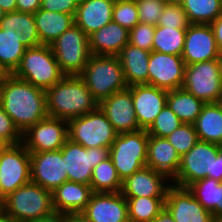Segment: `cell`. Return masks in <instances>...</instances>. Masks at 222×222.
Instances as JSON below:
<instances>
[{
	"label": "cell",
	"instance_id": "1",
	"mask_svg": "<svg viewBox=\"0 0 222 222\" xmlns=\"http://www.w3.org/2000/svg\"><path fill=\"white\" fill-rule=\"evenodd\" d=\"M0 105L21 133L49 116L46 91L13 74L0 85Z\"/></svg>",
	"mask_w": 222,
	"mask_h": 222
},
{
	"label": "cell",
	"instance_id": "2",
	"mask_svg": "<svg viewBox=\"0 0 222 222\" xmlns=\"http://www.w3.org/2000/svg\"><path fill=\"white\" fill-rule=\"evenodd\" d=\"M50 117L70 120L96 110L99 102L79 75H65L46 91Z\"/></svg>",
	"mask_w": 222,
	"mask_h": 222
},
{
	"label": "cell",
	"instance_id": "3",
	"mask_svg": "<svg viewBox=\"0 0 222 222\" xmlns=\"http://www.w3.org/2000/svg\"><path fill=\"white\" fill-rule=\"evenodd\" d=\"M79 76L98 102L128 88L118 56L91 55Z\"/></svg>",
	"mask_w": 222,
	"mask_h": 222
},
{
	"label": "cell",
	"instance_id": "4",
	"mask_svg": "<svg viewBox=\"0 0 222 222\" xmlns=\"http://www.w3.org/2000/svg\"><path fill=\"white\" fill-rule=\"evenodd\" d=\"M5 214L14 222H30L54 212L52 192L29 182L4 198Z\"/></svg>",
	"mask_w": 222,
	"mask_h": 222
},
{
	"label": "cell",
	"instance_id": "5",
	"mask_svg": "<svg viewBox=\"0 0 222 222\" xmlns=\"http://www.w3.org/2000/svg\"><path fill=\"white\" fill-rule=\"evenodd\" d=\"M13 75L47 91L65 75L61 72L50 45L26 48L19 67Z\"/></svg>",
	"mask_w": 222,
	"mask_h": 222
},
{
	"label": "cell",
	"instance_id": "6",
	"mask_svg": "<svg viewBox=\"0 0 222 222\" xmlns=\"http://www.w3.org/2000/svg\"><path fill=\"white\" fill-rule=\"evenodd\" d=\"M148 133L146 130L120 133L110 146V159L121 181L146 166Z\"/></svg>",
	"mask_w": 222,
	"mask_h": 222
},
{
	"label": "cell",
	"instance_id": "7",
	"mask_svg": "<svg viewBox=\"0 0 222 222\" xmlns=\"http://www.w3.org/2000/svg\"><path fill=\"white\" fill-rule=\"evenodd\" d=\"M68 139L85 148H110L118 133L98 107L83 116L67 121Z\"/></svg>",
	"mask_w": 222,
	"mask_h": 222
},
{
	"label": "cell",
	"instance_id": "8",
	"mask_svg": "<svg viewBox=\"0 0 222 222\" xmlns=\"http://www.w3.org/2000/svg\"><path fill=\"white\" fill-rule=\"evenodd\" d=\"M50 46L64 75H80L91 56L88 36L75 24Z\"/></svg>",
	"mask_w": 222,
	"mask_h": 222
},
{
	"label": "cell",
	"instance_id": "9",
	"mask_svg": "<svg viewBox=\"0 0 222 222\" xmlns=\"http://www.w3.org/2000/svg\"><path fill=\"white\" fill-rule=\"evenodd\" d=\"M222 146L199 140L180 158L177 175L171 180L178 187L187 188L203 178L214 179L215 160Z\"/></svg>",
	"mask_w": 222,
	"mask_h": 222
},
{
	"label": "cell",
	"instance_id": "10",
	"mask_svg": "<svg viewBox=\"0 0 222 222\" xmlns=\"http://www.w3.org/2000/svg\"><path fill=\"white\" fill-rule=\"evenodd\" d=\"M30 152L24 144L7 145L0 152V196L5 198L31 182Z\"/></svg>",
	"mask_w": 222,
	"mask_h": 222
},
{
	"label": "cell",
	"instance_id": "11",
	"mask_svg": "<svg viewBox=\"0 0 222 222\" xmlns=\"http://www.w3.org/2000/svg\"><path fill=\"white\" fill-rule=\"evenodd\" d=\"M182 89L206 103H216L222 93L218 59L186 65Z\"/></svg>",
	"mask_w": 222,
	"mask_h": 222
},
{
	"label": "cell",
	"instance_id": "12",
	"mask_svg": "<svg viewBox=\"0 0 222 222\" xmlns=\"http://www.w3.org/2000/svg\"><path fill=\"white\" fill-rule=\"evenodd\" d=\"M60 150L67 169L68 181L85 185L91 183L93 168L110 155V148H85L69 139Z\"/></svg>",
	"mask_w": 222,
	"mask_h": 222
},
{
	"label": "cell",
	"instance_id": "13",
	"mask_svg": "<svg viewBox=\"0 0 222 222\" xmlns=\"http://www.w3.org/2000/svg\"><path fill=\"white\" fill-rule=\"evenodd\" d=\"M68 140L67 120L46 117L22 133V143L29 152L57 151Z\"/></svg>",
	"mask_w": 222,
	"mask_h": 222
},
{
	"label": "cell",
	"instance_id": "14",
	"mask_svg": "<svg viewBox=\"0 0 222 222\" xmlns=\"http://www.w3.org/2000/svg\"><path fill=\"white\" fill-rule=\"evenodd\" d=\"M186 64L180 55L151 51L148 61V85L172 91L182 88Z\"/></svg>",
	"mask_w": 222,
	"mask_h": 222
},
{
	"label": "cell",
	"instance_id": "15",
	"mask_svg": "<svg viewBox=\"0 0 222 222\" xmlns=\"http://www.w3.org/2000/svg\"><path fill=\"white\" fill-rule=\"evenodd\" d=\"M31 182L53 192L68 181L67 169L61 150L30 152Z\"/></svg>",
	"mask_w": 222,
	"mask_h": 222
},
{
	"label": "cell",
	"instance_id": "16",
	"mask_svg": "<svg viewBox=\"0 0 222 222\" xmlns=\"http://www.w3.org/2000/svg\"><path fill=\"white\" fill-rule=\"evenodd\" d=\"M219 48L209 24H190L181 57L186 65L218 59Z\"/></svg>",
	"mask_w": 222,
	"mask_h": 222
},
{
	"label": "cell",
	"instance_id": "17",
	"mask_svg": "<svg viewBox=\"0 0 222 222\" xmlns=\"http://www.w3.org/2000/svg\"><path fill=\"white\" fill-rule=\"evenodd\" d=\"M98 107L118 134L141 130L136 119L132 93L128 88L100 101Z\"/></svg>",
	"mask_w": 222,
	"mask_h": 222
},
{
	"label": "cell",
	"instance_id": "18",
	"mask_svg": "<svg viewBox=\"0 0 222 222\" xmlns=\"http://www.w3.org/2000/svg\"><path fill=\"white\" fill-rule=\"evenodd\" d=\"M165 207L176 222H215L188 188L171 185L166 194Z\"/></svg>",
	"mask_w": 222,
	"mask_h": 222
},
{
	"label": "cell",
	"instance_id": "19",
	"mask_svg": "<svg viewBox=\"0 0 222 222\" xmlns=\"http://www.w3.org/2000/svg\"><path fill=\"white\" fill-rule=\"evenodd\" d=\"M83 213L91 222H129L127 200L121 192H93Z\"/></svg>",
	"mask_w": 222,
	"mask_h": 222
},
{
	"label": "cell",
	"instance_id": "20",
	"mask_svg": "<svg viewBox=\"0 0 222 222\" xmlns=\"http://www.w3.org/2000/svg\"><path fill=\"white\" fill-rule=\"evenodd\" d=\"M171 185L165 174L144 166L122 181L121 193L124 197H166Z\"/></svg>",
	"mask_w": 222,
	"mask_h": 222
},
{
	"label": "cell",
	"instance_id": "21",
	"mask_svg": "<svg viewBox=\"0 0 222 222\" xmlns=\"http://www.w3.org/2000/svg\"><path fill=\"white\" fill-rule=\"evenodd\" d=\"M132 93L136 119L141 130H147L167 104L168 91L148 84L128 87Z\"/></svg>",
	"mask_w": 222,
	"mask_h": 222
},
{
	"label": "cell",
	"instance_id": "22",
	"mask_svg": "<svg viewBox=\"0 0 222 222\" xmlns=\"http://www.w3.org/2000/svg\"><path fill=\"white\" fill-rule=\"evenodd\" d=\"M115 0H80L74 16V24L87 36L112 21Z\"/></svg>",
	"mask_w": 222,
	"mask_h": 222
},
{
	"label": "cell",
	"instance_id": "23",
	"mask_svg": "<svg viewBox=\"0 0 222 222\" xmlns=\"http://www.w3.org/2000/svg\"><path fill=\"white\" fill-rule=\"evenodd\" d=\"M180 158L167 138L148 135L146 166L172 180L178 173Z\"/></svg>",
	"mask_w": 222,
	"mask_h": 222
},
{
	"label": "cell",
	"instance_id": "24",
	"mask_svg": "<svg viewBox=\"0 0 222 222\" xmlns=\"http://www.w3.org/2000/svg\"><path fill=\"white\" fill-rule=\"evenodd\" d=\"M91 55L117 56L129 42V30L113 20L88 36Z\"/></svg>",
	"mask_w": 222,
	"mask_h": 222
},
{
	"label": "cell",
	"instance_id": "25",
	"mask_svg": "<svg viewBox=\"0 0 222 222\" xmlns=\"http://www.w3.org/2000/svg\"><path fill=\"white\" fill-rule=\"evenodd\" d=\"M93 191L90 185L67 181L52 192V204L55 212H83Z\"/></svg>",
	"mask_w": 222,
	"mask_h": 222
},
{
	"label": "cell",
	"instance_id": "26",
	"mask_svg": "<svg viewBox=\"0 0 222 222\" xmlns=\"http://www.w3.org/2000/svg\"><path fill=\"white\" fill-rule=\"evenodd\" d=\"M150 53L128 43L117 55L121 62L128 87L148 84V61Z\"/></svg>",
	"mask_w": 222,
	"mask_h": 222
},
{
	"label": "cell",
	"instance_id": "27",
	"mask_svg": "<svg viewBox=\"0 0 222 222\" xmlns=\"http://www.w3.org/2000/svg\"><path fill=\"white\" fill-rule=\"evenodd\" d=\"M41 44L50 45L74 24V16L39 9L33 14Z\"/></svg>",
	"mask_w": 222,
	"mask_h": 222
},
{
	"label": "cell",
	"instance_id": "28",
	"mask_svg": "<svg viewBox=\"0 0 222 222\" xmlns=\"http://www.w3.org/2000/svg\"><path fill=\"white\" fill-rule=\"evenodd\" d=\"M198 139L222 146V110L216 103H206L194 123Z\"/></svg>",
	"mask_w": 222,
	"mask_h": 222
},
{
	"label": "cell",
	"instance_id": "29",
	"mask_svg": "<svg viewBox=\"0 0 222 222\" xmlns=\"http://www.w3.org/2000/svg\"><path fill=\"white\" fill-rule=\"evenodd\" d=\"M0 28L11 29L20 35V42L26 48L42 45L38 36L33 14L24 12L5 13L0 20Z\"/></svg>",
	"mask_w": 222,
	"mask_h": 222
},
{
	"label": "cell",
	"instance_id": "30",
	"mask_svg": "<svg viewBox=\"0 0 222 222\" xmlns=\"http://www.w3.org/2000/svg\"><path fill=\"white\" fill-rule=\"evenodd\" d=\"M167 105L182 123L194 124L205 103L180 88L168 91Z\"/></svg>",
	"mask_w": 222,
	"mask_h": 222
},
{
	"label": "cell",
	"instance_id": "31",
	"mask_svg": "<svg viewBox=\"0 0 222 222\" xmlns=\"http://www.w3.org/2000/svg\"><path fill=\"white\" fill-rule=\"evenodd\" d=\"M25 50L16 31L0 28V64L9 74H13L19 67Z\"/></svg>",
	"mask_w": 222,
	"mask_h": 222
},
{
	"label": "cell",
	"instance_id": "32",
	"mask_svg": "<svg viewBox=\"0 0 222 222\" xmlns=\"http://www.w3.org/2000/svg\"><path fill=\"white\" fill-rule=\"evenodd\" d=\"M129 222H152L165 207L166 197H125Z\"/></svg>",
	"mask_w": 222,
	"mask_h": 222
},
{
	"label": "cell",
	"instance_id": "33",
	"mask_svg": "<svg viewBox=\"0 0 222 222\" xmlns=\"http://www.w3.org/2000/svg\"><path fill=\"white\" fill-rule=\"evenodd\" d=\"M190 24H210L222 13V0H182Z\"/></svg>",
	"mask_w": 222,
	"mask_h": 222
},
{
	"label": "cell",
	"instance_id": "34",
	"mask_svg": "<svg viewBox=\"0 0 222 222\" xmlns=\"http://www.w3.org/2000/svg\"><path fill=\"white\" fill-rule=\"evenodd\" d=\"M186 29L155 26L152 51L182 55Z\"/></svg>",
	"mask_w": 222,
	"mask_h": 222
},
{
	"label": "cell",
	"instance_id": "35",
	"mask_svg": "<svg viewBox=\"0 0 222 222\" xmlns=\"http://www.w3.org/2000/svg\"><path fill=\"white\" fill-rule=\"evenodd\" d=\"M90 186L93 192H121L122 181L110 157L93 168Z\"/></svg>",
	"mask_w": 222,
	"mask_h": 222
},
{
	"label": "cell",
	"instance_id": "36",
	"mask_svg": "<svg viewBox=\"0 0 222 222\" xmlns=\"http://www.w3.org/2000/svg\"><path fill=\"white\" fill-rule=\"evenodd\" d=\"M220 183L218 180L206 177L187 187L201 205L211 212L215 222H217V196Z\"/></svg>",
	"mask_w": 222,
	"mask_h": 222
},
{
	"label": "cell",
	"instance_id": "37",
	"mask_svg": "<svg viewBox=\"0 0 222 222\" xmlns=\"http://www.w3.org/2000/svg\"><path fill=\"white\" fill-rule=\"evenodd\" d=\"M166 138L180 157L186 154L199 141L194 124L185 123H182Z\"/></svg>",
	"mask_w": 222,
	"mask_h": 222
},
{
	"label": "cell",
	"instance_id": "38",
	"mask_svg": "<svg viewBox=\"0 0 222 222\" xmlns=\"http://www.w3.org/2000/svg\"><path fill=\"white\" fill-rule=\"evenodd\" d=\"M181 124L180 119L166 104L146 132L151 136L166 138Z\"/></svg>",
	"mask_w": 222,
	"mask_h": 222
},
{
	"label": "cell",
	"instance_id": "39",
	"mask_svg": "<svg viewBox=\"0 0 222 222\" xmlns=\"http://www.w3.org/2000/svg\"><path fill=\"white\" fill-rule=\"evenodd\" d=\"M112 20L131 30L139 23L138 8L135 0H115Z\"/></svg>",
	"mask_w": 222,
	"mask_h": 222
},
{
	"label": "cell",
	"instance_id": "40",
	"mask_svg": "<svg viewBox=\"0 0 222 222\" xmlns=\"http://www.w3.org/2000/svg\"><path fill=\"white\" fill-rule=\"evenodd\" d=\"M190 25L180 2L167 1L159 17L157 26L187 29Z\"/></svg>",
	"mask_w": 222,
	"mask_h": 222
},
{
	"label": "cell",
	"instance_id": "41",
	"mask_svg": "<svg viewBox=\"0 0 222 222\" xmlns=\"http://www.w3.org/2000/svg\"><path fill=\"white\" fill-rule=\"evenodd\" d=\"M139 22L157 26L159 17L168 0H135Z\"/></svg>",
	"mask_w": 222,
	"mask_h": 222
},
{
	"label": "cell",
	"instance_id": "42",
	"mask_svg": "<svg viewBox=\"0 0 222 222\" xmlns=\"http://www.w3.org/2000/svg\"><path fill=\"white\" fill-rule=\"evenodd\" d=\"M155 26L139 22L129 30L130 44L143 50L152 51Z\"/></svg>",
	"mask_w": 222,
	"mask_h": 222
},
{
	"label": "cell",
	"instance_id": "43",
	"mask_svg": "<svg viewBox=\"0 0 222 222\" xmlns=\"http://www.w3.org/2000/svg\"><path fill=\"white\" fill-rule=\"evenodd\" d=\"M0 138L7 144H18L22 142V133L13 123L11 117L0 105Z\"/></svg>",
	"mask_w": 222,
	"mask_h": 222
},
{
	"label": "cell",
	"instance_id": "44",
	"mask_svg": "<svg viewBox=\"0 0 222 222\" xmlns=\"http://www.w3.org/2000/svg\"><path fill=\"white\" fill-rule=\"evenodd\" d=\"M80 0H41L40 9L75 16Z\"/></svg>",
	"mask_w": 222,
	"mask_h": 222
},
{
	"label": "cell",
	"instance_id": "45",
	"mask_svg": "<svg viewBox=\"0 0 222 222\" xmlns=\"http://www.w3.org/2000/svg\"><path fill=\"white\" fill-rule=\"evenodd\" d=\"M41 7V0H17L16 11L35 14Z\"/></svg>",
	"mask_w": 222,
	"mask_h": 222
},
{
	"label": "cell",
	"instance_id": "46",
	"mask_svg": "<svg viewBox=\"0 0 222 222\" xmlns=\"http://www.w3.org/2000/svg\"><path fill=\"white\" fill-rule=\"evenodd\" d=\"M209 25L213 31L218 48L222 49V13Z\"/></svg>",
	"mask_w": 222,
	"mask_h": 222
},
{
	"label": "cell",
	"instance_id": "47",
	"mask_svg": "<svg viewBox=\"0 0 222 222\" xmlns=\"http://www.w3.org/2000/svg\"><path fill=\"white\" fill-rule=\"evenodd\" d=\"M30 222H65V214L60 212H53L52 214L41 217Z\"/></svg>",
	"mask_w": 222,
	"mask_h": 222
},
{
	"label": "cell",
	"instance_id": "48",
	"mask_svg": "<svg viewBox=\"0 0 222 222\" xmlns=\"http://www.w3.org/2000/svg\"><path fill=\"white\" fill-rule=\"evenodd\" d=\"M214 179L222 182V147L215 160Z\"/></svg>",
	"mask_w": 222,
	"mask_h": 222
},
{
	"label": "cell",
	"instance_id": "49",
	"mask_svg": "<svg viewBox=\"0 0 222 222\" xmlns=\"http://www.w3.org/2000/svg\"><path fill=\"white\" fill-rule=\"evenodd\" d=\"M65 222H91L88 217L83 213H66Z\"/></svg>",
	"mask_w": 222,
	"mask_h": 222
},
{
	"label": "cell",
	"instance_id": "50",
	"mask_svg": "<svg viewBox=\"0 0 222 222\" xmlns=\"http://www.w3.org/2000/svg\"><path fill=\"white\" fill-rule=\"evenodd\" d=\"M152 222H176L171 213L164 207Z\"/></svg>",
	"mask_w": 222,
	"mask_h": 222
},
{
	"label": "cell",
	"instance_id": "51",
	"mask_svg": "<svg viewBox=\"0 0 222 222\" xmlns=\"http://www.w3.org/2000/svg\"><path fill=\"white\" fill-rule=\"evenodd\" d=\"M16 2L17 0H0V7L5 13L15 12Z\"/></svg>",
	"mask_w": 222,
	"mask_h": 222
},
{
	"label": "cell",
	"instance_id": "52",
	"mask_svg": "<svg viewBox=\"0 0 222 222\" xmlns=\"http://www.w3.org/2000/svg\"><path fill=\"white\" fill-rule=\"evenodd\" d=\"M217 222H222V182L218 185Z\"/></svg>",
	"mask_w": 222,
	"mask_h": 222
},
{
	"label": "cell",
	"instance_id": "53",
	"mask_svg": "<svg viewBox=\"0 0 222 222\" xmlns=\"http://www.w3.org/2000/svg\"><path fill=\"white\" fill-rule=\"evenodd\" d=\"M9 75L10 74L8 73V71L0 64V85L6 80Z\"/></svg>",
	"mask_w": 222,
	"mask_h": 222
},
{
	"label": "cell",
	"instance_id": "54",
	"mask_svg": "<svg viewBox=\"0 0 222 222\" xmlns=\"http://www.w3.org/2000/svg\"><path fill=\"white\" fill-rule=\"evenodd\" d=\"M5 213L4 198L0 196V216Z\"/></svg>",
	"mask_w": 222,
	"mask_h": 222
},
{
	"label": "cell",
	"instance_id": "55",
	"mask_svg": "<svg viewBox=\"0 0 222 222\" xmlns=\"http://www.w3.org/2000/svg\"><path fill=\"white\" fill-rule=\"evenodd\" d=\"M218 62L220 67V76L222 78V49L219 50Z\"/></svg>",
	"mask_w": 222,
	"mask_h": 222
},
{
	"label": "cell",
	"instance_id": "56",
	"mask_svg": "<svg viewBox=\"0 0 222 222\" xmlns=\"http://www.w3.org/2000/svg\"><path fill=\"white\" fill-rule=\"evenodd\" d=\"M0 222H14V221L4 213L2 216H0Z\"/></svg>",
	"mask_w": 222,
	"mask_h": 222
},
{
	"label": "cell",
	"instance_id": "57",
	"mask_svg": "<svg viewBox=\"0 0 222 222\" xmlns=\"http://www.w3.org/2000/svg\"><path fill=\"white\" fill-rule=\"evenodd\" d=\"M216 104L219 106V108L222 110V93L221 95L218 97Z\"/></svg>",
	"mask_w": 222,
	"mask_h": 222
},
{
	"label": "cell",
	"instance_id": "58",
	"mask_svg": "<svg viewBox=\"0 0 222 222\" xmlns=\"http://www.w3.org/2000/svg\"><path fill=\"white\" fill-rule=\"evenodd\" d=\"M7 146V144L0 138V152Z\"/></svg>",
	"mask_w": 222,
	"mask_h": 222
},
{
	"label": "cell",
	"instance_id": "59",
	"mask_svg": "<svg viewBox=\"0 0 222 222\" xmlns=\"http://www.w3.org/2000/svg\"><path fill=\"white\" fill-rule=\"evenodd\" d=\"M5 14V12L3 11V9L0 7V20L2 19L3 15Z\"/></svg>",
	"mask_w": 222,
	"mask_h": 222
},
{
	"label": "cell",
	"instance_id": "60",
	"mask_svg": "<svg viewBox=\"0 0 222 222\" xmlns=\"http://www.w3.org/2000/svg\"><path fill=\"white\" fill-rule=\"evenodd\" d=\"M168 1H172V2H181L182 0H168Z\"/></svg>",
	"mask_w": 222,
	"mask_h": 222
}]
</instances>
